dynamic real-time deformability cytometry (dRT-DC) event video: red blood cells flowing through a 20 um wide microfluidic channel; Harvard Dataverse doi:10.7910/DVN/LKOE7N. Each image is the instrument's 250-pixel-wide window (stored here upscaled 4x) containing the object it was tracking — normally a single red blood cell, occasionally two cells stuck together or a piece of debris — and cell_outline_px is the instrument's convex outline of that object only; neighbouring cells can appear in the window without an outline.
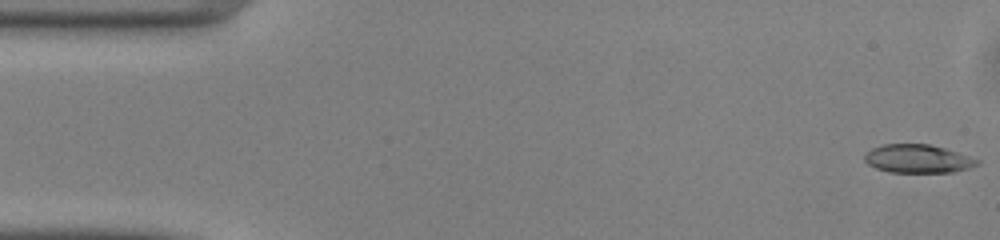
{"species": "common noctule bat (a hibernating species)", "species_latin": "Nyctalus noctula", "temperature_condition": "warm", "stored_images_in_passage": 49, "camera_frame_rate_fps": 3000, "um_per_image_px": 0.085, "animal": {"sex": "male", "body_mass_g": 13.0, "forearm_length_mm": 53.1}, "frame": {"image": 1, "passage_image": 1, "time_ms": 0.0, "image_size_px": [1000, 240], "cell_outline_px": [[980, 164], [968, 168], [952, 172], [888, 172], [876, 168], [868, 164], [864, 160], [864, 152], [872, 148], [884, 144], [928, 144], [944, 148], [980, 160]], "centroid_in_image_um": [77.98, 13.49], "position_along_channel_um": 7.0, "area_um2": 18.55}}
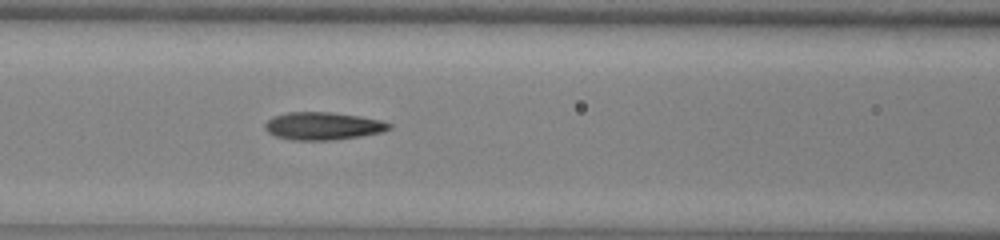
{"frame": {"image": 2, "passage_image": 20, "time_ms": 6.333, "image_size_px": [1000, 240], "cell_outline_px": [[392, 128], [384, 132], [360, 136], [332, 140], [292, 140], [276, 136], [268, 132], [264, 128], [264, 124], [272, 116], [288, 112], [332, 112], [360, 116], [380, 120], [392, 124]], "centroid_in_image_um": [27.46, 10.7], "position_along_channel_um": 139.1, "area_um2": 20.17}}
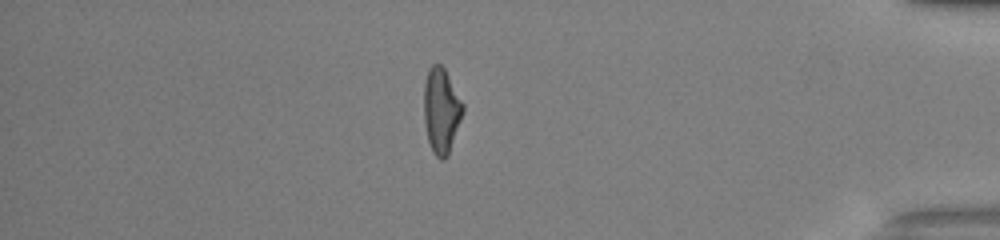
{"frame": {"image": 3, "passage_image": 42, "time_ms": 13.667, "image_size_px": [1000, 240], "cell_outline_px": [[464, 112], [448, 156], [444, 160], [440, 160], [432, 152], [428, 140], [424, 124], [424, 84], [428, 68], [432, 64], [440, 64], [444, 68], [464, 104]], "centroid_in_image_um": [37.51, 9.42], "position_along_channel_um": 397.7, "area_um2": 19.59}, "authors_computed_cell_mechanics": {"area_um2": 19.4208, "velocity_mm_per_s": 4.1212, "shape_relaxation_time_tau1_ms": 7.9661, "shape_relaxation_time_tau2_ms": 2.2058, "deformation_change_tau1": 0.2434, "deformation_change_tau2": 0.1184}}